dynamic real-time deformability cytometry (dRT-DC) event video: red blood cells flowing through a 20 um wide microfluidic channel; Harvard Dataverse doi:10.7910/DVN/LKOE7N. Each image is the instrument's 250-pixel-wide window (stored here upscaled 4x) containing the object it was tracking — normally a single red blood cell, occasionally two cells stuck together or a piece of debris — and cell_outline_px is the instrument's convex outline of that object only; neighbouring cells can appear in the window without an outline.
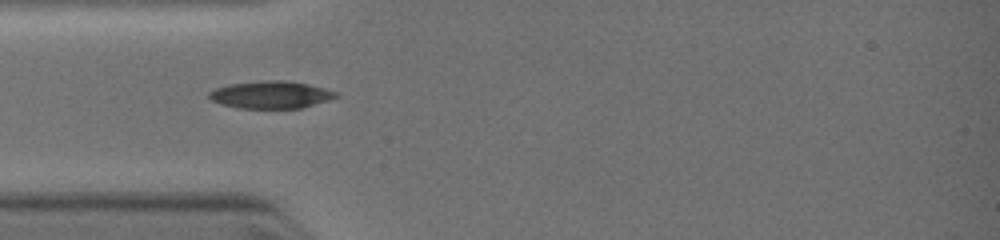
{"species": "common noctule bat (a hibernating species)", "species_latin": "Nyctalus noctula", "temperature_condition": "warm", "stored_images_in_passage": 12, "camera_frame_rate_fps": 3000, "um_per_image_px": 0.085, "animal": {"sex": "female", "body_mass_g": 19.0, "forearm_length_mm": 51.5}, "frame": {"image": 1, "passage_image": 1, "time_ms": 0.0, "image_size_px": [1000, 240], "cell_outline_px": [[340, 96], [328, 100], [300, 108], [240, 108], [220, 104], [212, 100], [208, 96], [208, 92], [216, 88], [228, 84], [264, 80], [284, 80], [308, 84], [324, 88], [336, 92]], "centroid_in_image_um": [23.0, 8.04], "position_along_channel_um": 62.0, "area_um2": 20.17}}
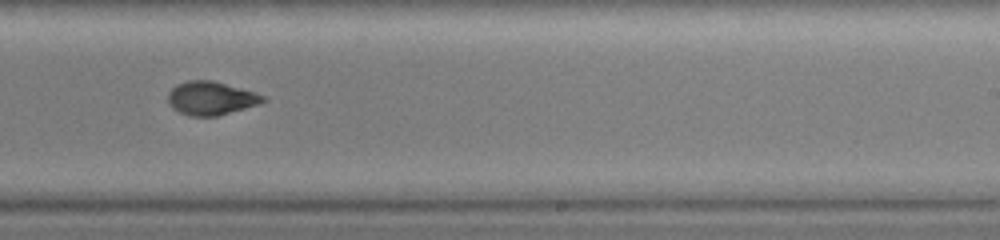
{"frame": {"image": 2, "passage_image": 6, "time_ms": 4.0, "image_size_px": [1000, 240], "cell_outline_px": [[268, 100], [260, 104], [216, 116], [188, 116], [172, 108], [168, 104], [168, 92], [176, 84], [188, 80], [212, 80], [256, 92], [268, 96]], "centroid_in_image_um": [17.96, 8.34], "position_along_channel_um": 271.0, "area_um2": 18.79}}
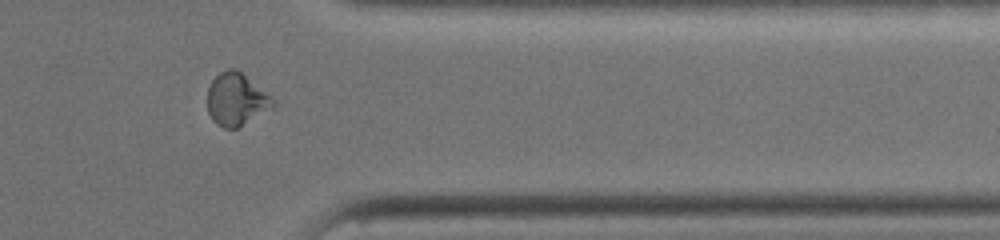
{"frame": {"image": 3, "passage_image": 9, "time_ms": 6.333, "image_size_px": [1000, 240], "cell_outline_px": [[276, 108], [236, 128], [224, 128], [216, 124], [212, 120], [208, 112], [208, 88], [212, 80], [220, 72], [228, 68], [236, 68], [272, 96], [276, 100]], "centroid_in_image_um": [20.13, 8.45], "position_along_channel_um": 391.3, "area_um2": 20.4}}